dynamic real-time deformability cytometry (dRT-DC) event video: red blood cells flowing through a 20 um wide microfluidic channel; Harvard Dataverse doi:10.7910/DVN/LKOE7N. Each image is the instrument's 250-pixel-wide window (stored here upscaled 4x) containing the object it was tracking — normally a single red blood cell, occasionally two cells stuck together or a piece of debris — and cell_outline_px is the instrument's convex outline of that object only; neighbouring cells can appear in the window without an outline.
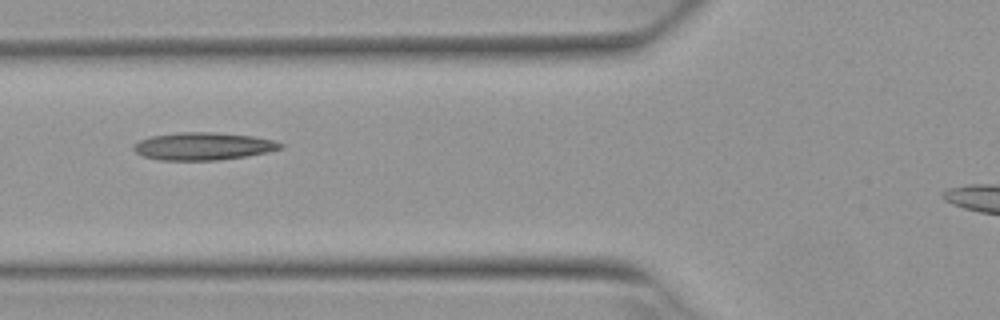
{"species": "Egyptian fruit bat (a non-hibernating species)", "species_latin": "Rousettus aegyptiacus", "temperature_condition": "warm", "stored_images_in_passage": 6, "camera_frame_rate_fps": 3000, "um_per_image_px": 0.085, "animal": {"sex": "female"}, "frame": {"image": 1, "passage_image": 5, "time_ms": 1.333, "image_size_px": [1000, 320], "cell_outline_px": [[284, 148], [268, 152], [248, 156], [216, 160], [160, 160], [144, 156], [136, 152], [132, 148], [132, 144], [140, 140], [152, 136], [180, 132], [212, 132], [252, 136], [272, 140], [284, 144]], "centroid_in_image_um": [17.28, 12.43], "position_along_channel_um": 108.5, "area_um2": 23.58}}
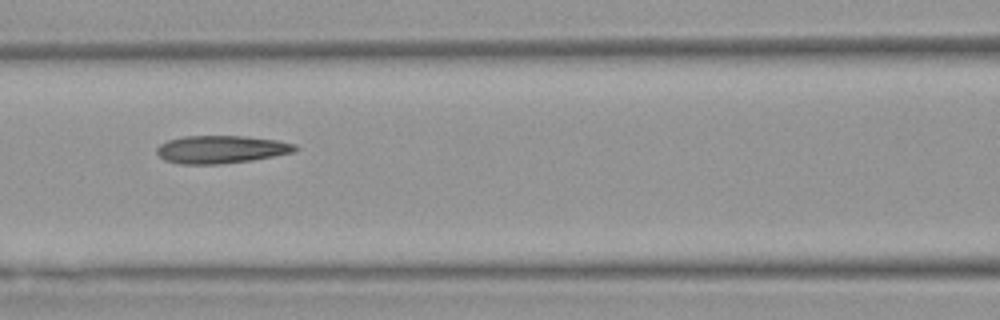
{"frame": {"image": 2, "passage_image": 6, "time_ms": 1.667, "image_size_px": [1000, 320], "cell_outline_px": [[300, 148], [296, 152], [252, 160], [220, 164], [180, 164], [164, 160], [156, 152], [156, 148], [160, 144], [168, 140], [184, 136], [244, 136], [276, 140], [296, 144]], "centroid_in_image_um": [18.82, 12.7], "position_along_channel_um": 147.8, "area_um2": 22.54}}